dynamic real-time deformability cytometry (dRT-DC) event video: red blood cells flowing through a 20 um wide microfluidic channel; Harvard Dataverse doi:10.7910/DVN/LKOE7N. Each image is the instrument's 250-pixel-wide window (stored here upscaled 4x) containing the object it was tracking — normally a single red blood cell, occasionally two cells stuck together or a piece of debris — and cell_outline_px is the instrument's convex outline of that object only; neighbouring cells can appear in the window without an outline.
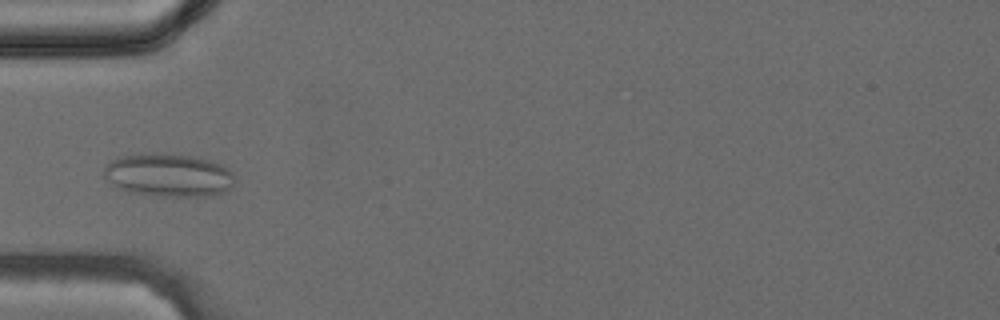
{"species": "common noctule bat (a hibernating species)", "species_latin": "Nyctalus noctula", "temperature_condition": "cold", "stored_images_in_passage": 38, "camera_frame_rate_fps": 3000, "um_per_image_px": 0.085, "animal": {"sex": "female", "body_mass_g": 24.6, "forearm_length_mm": 56.2}, "frame": {"image": 1, "passage_image": 12, "time_ms": 3.667, "image_size_px": [1000, 320], "cell_outline_px": [[236, 180], [232, 188], [224, 192], [212, 196], [164, 196], [132, 192], [120, 188], [112, 184], [104, 176], [104, 168], [112, 160], [120, 156], [160, 152], [192, 156], [208, 160], [220, 164], [232, 172]], "centroid_in_image_um": [14.37, 14.88], "position_along_channel_um": 70.6, "area_um2": 32.89}}
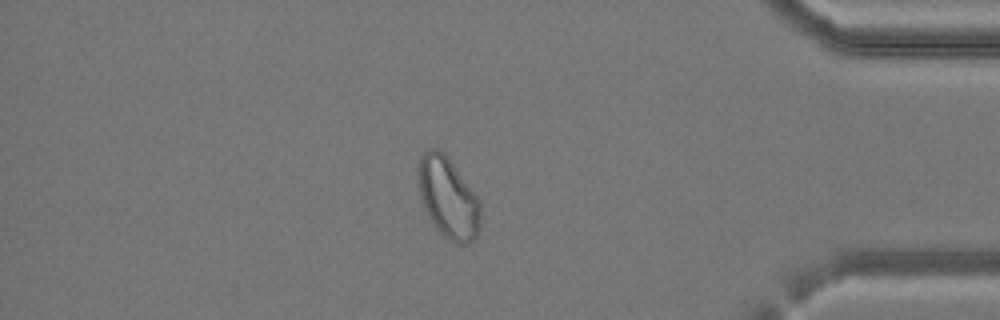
{"frame": {"image": 2, "passage_image": 33, "time_ms": 10.667, "image_size_px": [1000, 320], "cell_outline_px": [[480, 228], [476, 236], [472, 240], [464, 244], [456, 244], [448, 240], [436, 228], [428, 216], [420, 192], [420, 156], [428, 148], [440, 148], [444, 152], [480, 200]], "centroid_in_image_um": [38.13, 16.82], "position_along_channel_um": 397.1, "area_um2": 28.84}}